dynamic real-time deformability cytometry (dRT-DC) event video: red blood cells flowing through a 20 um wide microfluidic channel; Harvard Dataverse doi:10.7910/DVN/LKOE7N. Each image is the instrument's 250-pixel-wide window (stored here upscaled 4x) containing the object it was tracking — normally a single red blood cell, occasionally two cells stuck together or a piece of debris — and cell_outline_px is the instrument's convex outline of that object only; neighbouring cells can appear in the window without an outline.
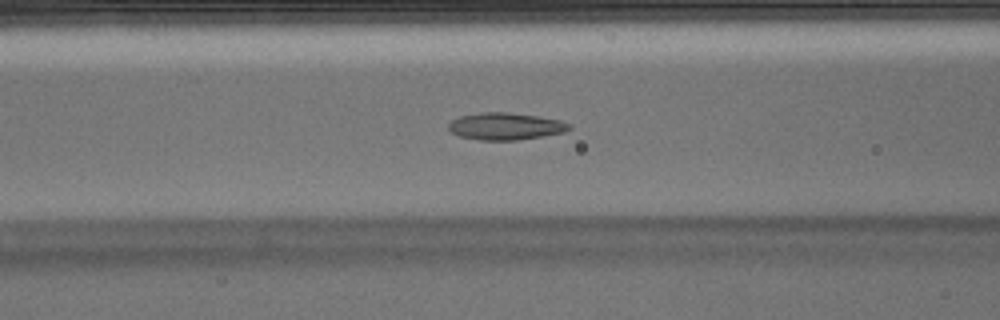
{"species": "Egyptian fruit bat (a non-hibernating species)", "species_latin": "Rousettus aegyptiacus", "temperature_condition": "warm", "stored_images_in_passage": 51, "camera_frame_rate_fps": 3000, "um_per_image_px": 0.085, "animal": {"sex": "male"}, "frame": {"image": 1, "passage_image": 20, "time_ms": 6.333, "image_size_px": [1000, 320], "cell_outline_px": [[572, 128], [564, 132], [516, 140], [480, 140], [460, 136], [452, 132], [448, 128], [448, 124], [452, 120], [460, 116], [480, 112], [508, 112], [540, 116], [560, 120], [572, 124]], "centroid_in_image_um": [42.98, 10.72], "position_along_channel_um": 123.6, "area_um2": 19.07}}
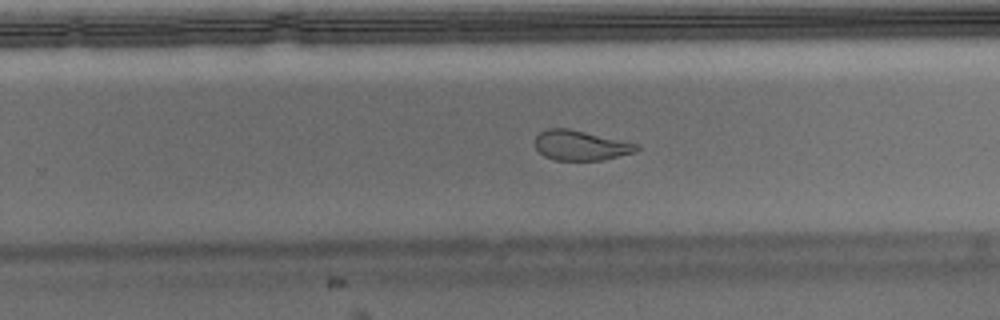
{"frame": {"image": 2, "passage_image": 32, "time_ms": 10.333, "image_size_px": [1000, 320], "cell_outline_px": [[640, 148], [636, 152], [604, 160], [556, 160], [544, 156], [536, 148], [536, 136], [540, 132], [548, 128], [568, 128], [640, 144]], "centroid_in_image_um": [49.39, 12.36], "position_along_channel_um": 280.4, "area_um2": 17.74}}
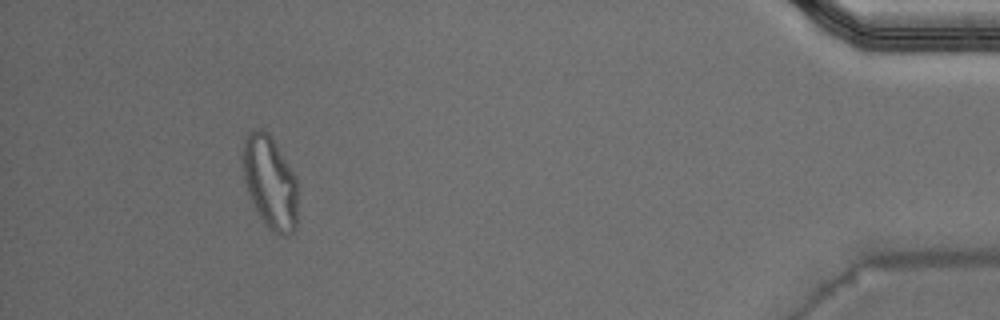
{"frame": {"image": 3, "passage_image": 47, "time_ms": 15.333, "image_size_px": [1000, 320], "cell_outline_px": [[296, 228], [288, 236], [284, 236], [276, 232], [264, 224], [248, 192], [244, 180], [244, 140], [248, 132], [256, 128], [260, 128], [268, 132], [296, 176]], "centroid_in_image_um": [22.96, 15.48], "position_along_channel_um": 412.2, "area_um2": 29.13}, "authors_computed_cell_mechanics": {"area_um2": 19.5364, "velocity_mm_per_s": 3.9283, "shape_relaxation_time_tau1_ms": null, "shape_relaxation_time_tau2_ms": 1.5824, "deformation_change_tau1": null, "deformation_change_tau2": 0.0893}}